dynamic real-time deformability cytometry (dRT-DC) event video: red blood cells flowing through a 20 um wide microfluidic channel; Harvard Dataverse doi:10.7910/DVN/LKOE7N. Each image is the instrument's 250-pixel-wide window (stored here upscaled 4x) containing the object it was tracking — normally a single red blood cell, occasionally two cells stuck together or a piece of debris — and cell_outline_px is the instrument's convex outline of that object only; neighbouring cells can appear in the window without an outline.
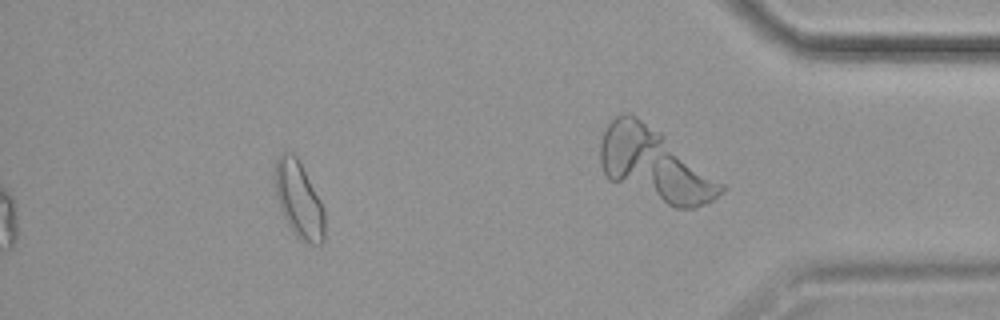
{"species": "common noctule bat (a hibernating species)", "species_latin": "Nyctalus noctula", "temperature_condition": "cold", "stored_images_in_passage": 41, "camera_frame_rate_fps": 3000, "um_per_image_px": 0.085, "animal": {"sex": "female", "body_mass_g": 19.9}, "frame": {"image": 1, "passage_image": 35, "time_ms": 11.333, "image_size_px": [1000, 320], "cell_outline_px": [[324, 244], [308, 244], [288, 224], [280, 208], [276, 196], [272, 180], [276, 160], [280, 152], [292, 152], [296, 156], [320, 200], [324, 208]], "centroid_in_image_um": [25.37, 16.92], "position_along_channel_um": 409.8, "area_um2": 21.96}}